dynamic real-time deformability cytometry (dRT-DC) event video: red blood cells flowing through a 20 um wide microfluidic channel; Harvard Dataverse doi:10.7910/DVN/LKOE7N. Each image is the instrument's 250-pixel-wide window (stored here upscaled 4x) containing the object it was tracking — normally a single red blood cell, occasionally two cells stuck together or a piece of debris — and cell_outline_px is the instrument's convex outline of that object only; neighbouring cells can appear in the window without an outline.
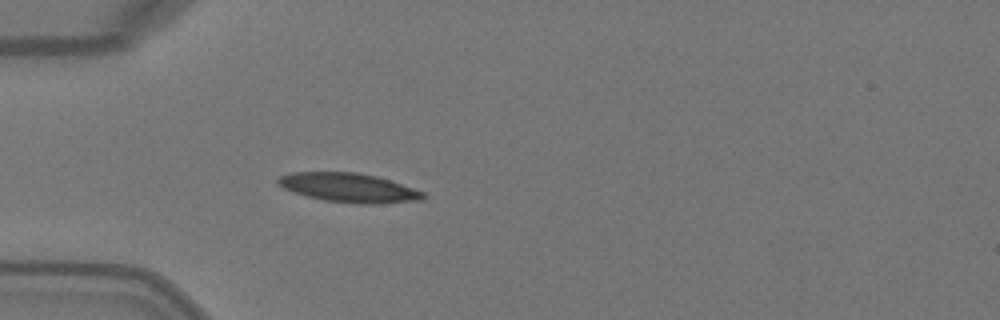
{"species": "Egyptian fruit bat (a non-hibernating species)", "species_latin": "Rousettus aegyptiacus", "temperature_condition": "warm", "stored_images_in_passage": 27, "camera_frame_rate_fps": 3000, "um_per_image_px": 0.085, "animal": {"sex": "female"}, "frame": {"image": 1, "passage_image": 1, "time_ms": 0.0, "image_size_px": [1000, 320], "cell_outline_px": [[428, 196], [420, 200], [372, 204], [360, 204], [324, 200], [292, 192], [284, 188], [276, 180], [280, 176], [292, 172], [356, 172], [376, 176], [424, 192]], "centroid_in_image_um": [29.64, 15.95], "position_along_channel_um": 55.4, "area_um2": 24.33}}
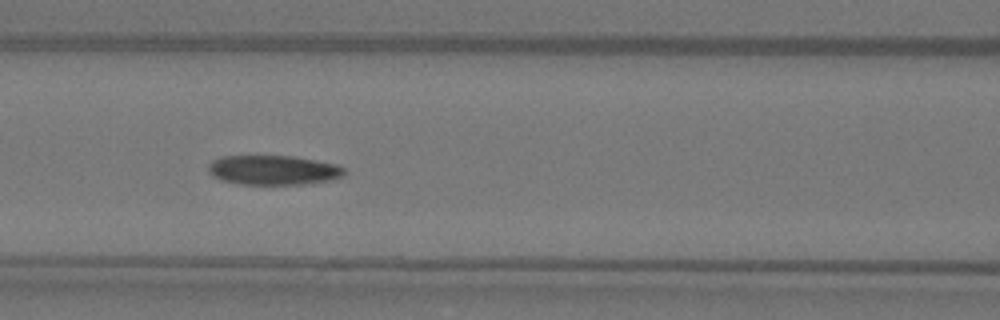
{"frame": {"image": 2, "passage_image": 8, "time_ms": 2.333, "image_size_px": [1000, 320], "cell_outline_px": [[348, 172], [344, 176], [332, 180], [304, 184], [240, 184], [220, 180], [212, 176], [208, 172], [208, 164], [212, 160], [220, 156], [296, 156], [336, 164], [344, 168]], "centroid_in_image_um": [23.24, 14.45], "position_along_channel_um": 143.4, "area_um2": 23.76}}
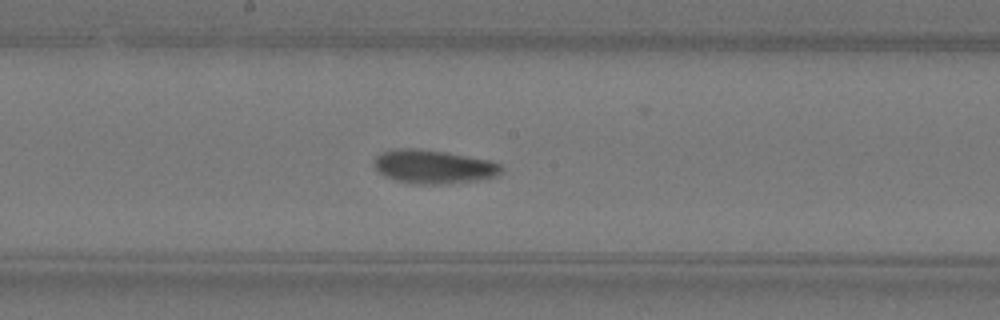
{"frame": {"image": 3, "passage_image": 13, "time_ms": 4.0, "image_size_px": [1000, 320], "cell_outline_px": [[504, 172], [496, 176], [480, 180], [448, 184], [416, 184], [396, 180], [384, 176], [372, 164], [372, 160], [380, 152], [396, 148], [416, 148], [448, 152], [488, 160], [500, 164], [504, 168]], "centroid_in_image_um": [36.85, 14.17], "position_along_channel_um": 211.4, "area_um2": 25.37}, "authors_computed_cell_mechanics": {"area_um2": 24.4494, "velocity_mm_per_s": 4.0975, "shape_relaxation_time_tau1_ms": 4.1421, "shape_relaxation_time_tau2_ms": 6.2805, "deformation_change_tau1": 0.1452, "deformation_change_tau2": 0.124}}